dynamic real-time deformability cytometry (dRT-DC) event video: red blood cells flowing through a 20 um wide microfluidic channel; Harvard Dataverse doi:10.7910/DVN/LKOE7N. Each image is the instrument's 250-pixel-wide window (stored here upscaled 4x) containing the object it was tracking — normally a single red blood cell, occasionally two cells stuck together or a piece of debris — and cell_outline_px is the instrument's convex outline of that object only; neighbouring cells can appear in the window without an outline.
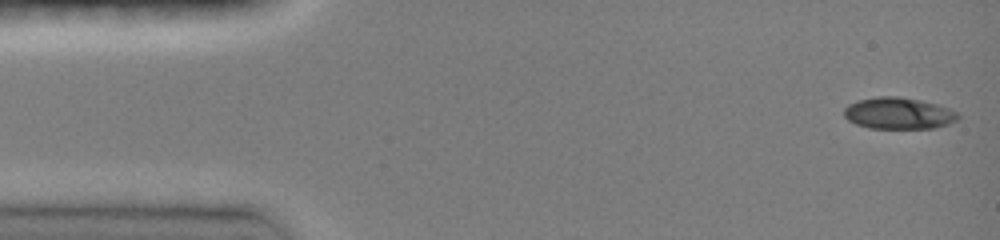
{"species": "common noctule bat (a hibernating species)", "species_latin": "Nyctalus noctula", "temperature_condition": "room temperature", "stored_images_in_passage": 46, "camera_frame_rate_fps": 3000, "um_per_image_px": 0.085, "animal": {"sex": "female", "body_mass_g": 19.0, "forearm_length_mm": 51.5}, "frame": {"image": 1, "passage_image": 1, "time_ms": 0.0, "image_size_px": [1000, 240], "cell_outline_px": [[960, 116], [956, 120], [948, 124], [936, 128], [868, 128], [856, 124], [848, 120], [844, 116], [844, 108], [848, 104], [860, 100], [876, 96], [900, 96], [920, 100], [936, 104], [948, 108], [956, 112]], "centroid_in_image_um": [76.36, 9.63], "position_along_channel_um": 8.6, "area_um2": 20.98}}
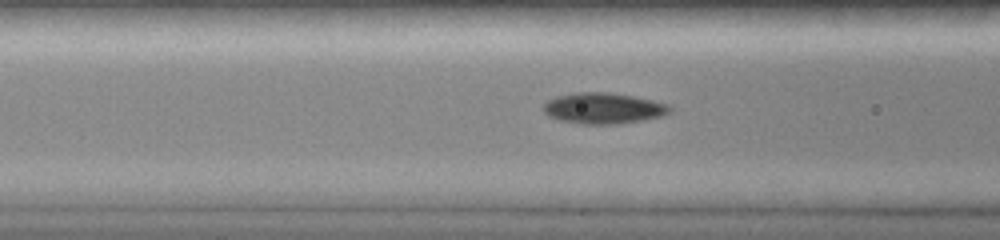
{"frame": {"image": 2, "passage_image": 17, "time_ms": 5.333, "image_size_px": [1000, 240], "cell_outline_px": [[672, 112], [660, 116], [644, 120], [616, 124], [584, 124], [560, 120], [548, 116], [544, 112], [544, 104], [548, 100], [556, 96], [576, 92], [608, 92], [632, 96], [652, 100], [668, 104], [672, 108]], "centroid_in_image_um": [51.29, 9.2], "position_along_channel_um": 115.3, "area_um2": 22.77}}
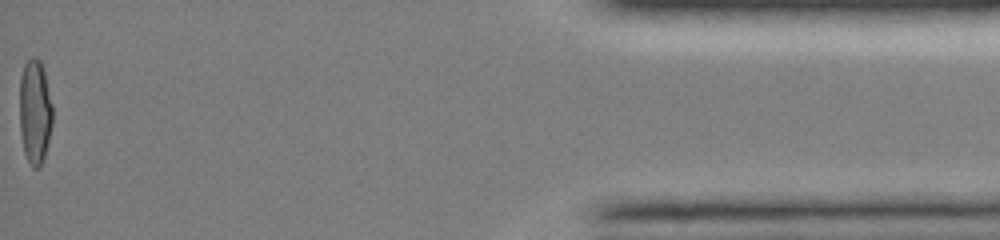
{"frame": {"image": 3, "passage_image": 46, "time_ms": 15.0, "image_size_px": [1000, 240], "cell_outline_px": [[52, 124], [44, 156], [40, 168], [32, 168], [24, 152], [20, 132], [20, 76], [24, 64], [32, 56], [36, 56], [40, 60], [44, 68], [52, 104]], "centroid_in_image_um": [2.96, 9.46], "position_along_channel_um": 432.2, "area_um2": 20.23}, "authors_computed_cell_mechanics": {"area_um2": 20.9236, "velocity_mm_per_s": 4.1289, "shape_relaxation_time_tau1_ms": 10.8036, "shape_relaxation_time_tau2_ms": 2.8422, "deformation_change_tau1": 0.3023, "deformation_change_tau2": 0.0389}}